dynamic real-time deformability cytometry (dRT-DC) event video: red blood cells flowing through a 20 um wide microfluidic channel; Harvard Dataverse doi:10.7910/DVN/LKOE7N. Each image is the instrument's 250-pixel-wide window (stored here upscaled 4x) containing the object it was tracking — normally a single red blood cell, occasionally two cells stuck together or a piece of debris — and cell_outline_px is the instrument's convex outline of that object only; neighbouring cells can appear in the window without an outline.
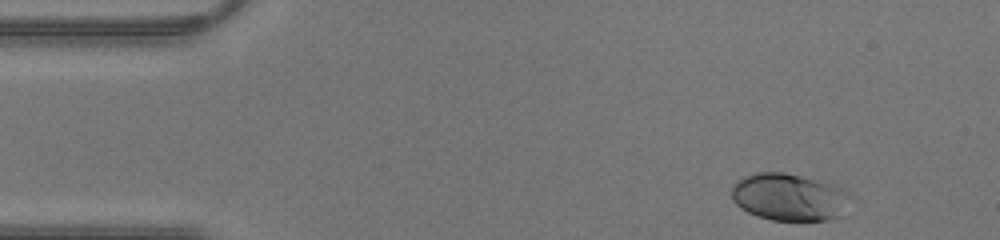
{"species": "human", "species_latin": "Homo sapiens", "temperature_condition": "warm", "stored_images_in_passage": 32, "camera_frame_rate_fps": 3000, "um_per_image_px": 0.085, "donor": {"sex": "male"}, "frame": {"image": 1, "passage_image": 1, "time_ms": 0.0, "image_size_px": [1000, 240], "cell_outline_px": [[852, 196], [840, 216], [828, 220], [772, 220], [756, 216], [740, 208], [732, 200], [732, 184], [736, 180], [744, 176], [756, 172], [784, 172], [832, 184], [848, 192]], "centroid_in_image_um": [67.04, 16.75], "position_along_channel_um": 18.0, "area_um2": 32.77}}
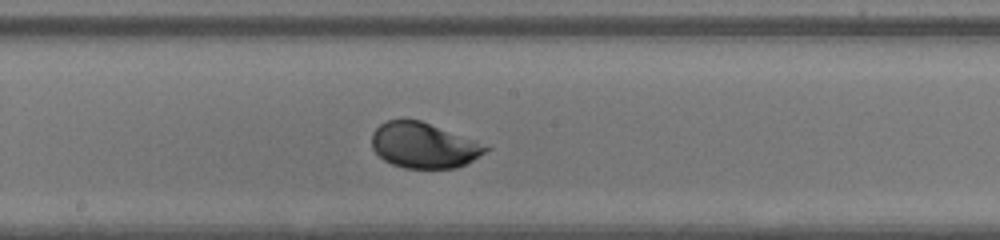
{"frame": {"image": 2, "passage_image": 19, "time_ms": 6.0, "image_size_px": [1000, 240], "cell_outline_px": [[492, 148], [472, 160], [456, 168], [404, 168], [392, 164], [384, 160], [372, 148], [372, 132], [380, 124], [388, 120], [404, 116], [420, 120], [472, 140]], "centroid_in_image_um": [35.95, 12.33], "position_along_channel_um": 212.3, "area_um2": 30.06}}
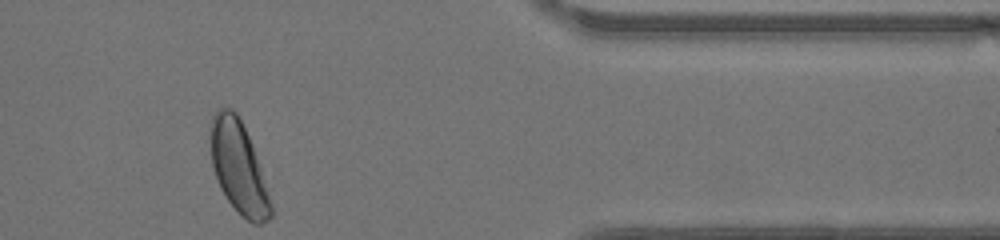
{"frame": {"image": 3, "passage_image": 32, "time_ms": 10.333, "image_size_px": [1000, 240], "cell_outline_px": [[272, 216], [268, 220], [260, 224], [256, 224], [248, 220], [228, 200], [220, 188], [212, 168], [212, 116], [220, 108], [232, 108], [236, 112], [252, 144], [272, 204]], "centroid_in_image_um": [20.29, 14.24], "position_along_channel_um": 391.1, "area_um2": 31.33}}